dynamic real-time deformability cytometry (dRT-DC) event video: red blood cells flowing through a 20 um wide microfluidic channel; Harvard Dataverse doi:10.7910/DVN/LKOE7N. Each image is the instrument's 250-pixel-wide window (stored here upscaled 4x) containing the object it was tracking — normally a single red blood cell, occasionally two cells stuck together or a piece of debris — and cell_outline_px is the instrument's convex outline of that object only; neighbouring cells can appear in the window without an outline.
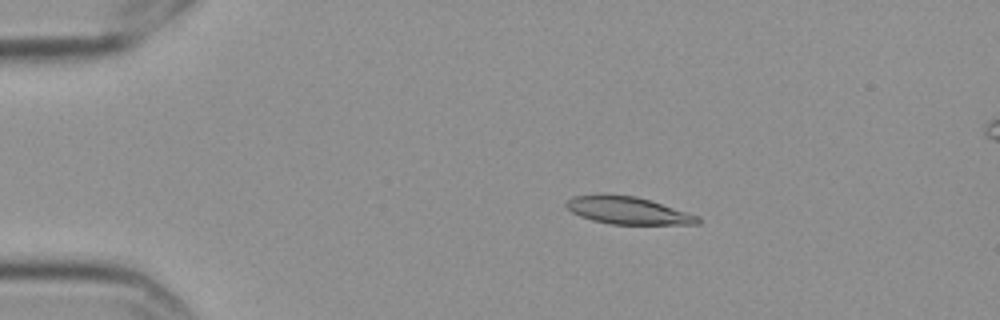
{"species": "Egyptian fruit bat (a non-hibernating species)", "species_latin": "Rousettus aegyptiacus", "temperature_condition": "cold", "stored_images_in_passage": 6, "camera_frame_rate_fps": 3000, "um_per_image_px": 0.085, "frame": {"image": 1, "passage_image": 4, "time_ms": 1.0, "image_size_px": [1000, 320], "cell_outline_px": [[700, 224], [608, 224], [592, 220], [580, 216], [572, 212], [564, 204], [572, 196], [636, 196], [700, 216]], "centroid_in_image_um": [53.4, 17.92], "position_along_channel_um": 31.6, "area_um2": 20.4}}